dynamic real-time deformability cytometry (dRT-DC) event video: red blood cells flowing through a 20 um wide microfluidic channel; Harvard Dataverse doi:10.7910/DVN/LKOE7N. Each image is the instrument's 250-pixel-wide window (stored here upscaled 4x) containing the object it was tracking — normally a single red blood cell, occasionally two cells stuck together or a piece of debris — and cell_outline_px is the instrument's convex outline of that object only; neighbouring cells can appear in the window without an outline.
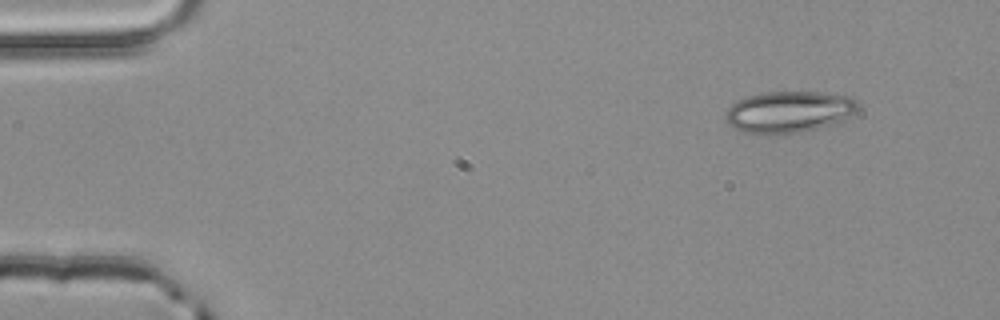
{"species": "common noctule bat (a hibernating species)", "species_latin": "Nyctalus noctula", "temperature_condition": "room temperature", "stored_images_in_passage": 3, "segment_of_instrument_passage": [1, 2], "camera_frame_rate_fps": 3000, "um_per_image_px": 0.085, "animal": {"sex": "male", "body_mass_g": 20.4}, "frame": {"image": 1, "passage_image": 1, "time_ms": 0.0, "image_size_px": [1000, 320], "cell_outline_px": [[860, 108], [856, 112], [840, 124], [804, 132], [744, 132], [732, 128], [724, 120], [724, 112], [736, 100], [748, 96], [764, 92], [824, 92], [852, 96], [860, 104]], "centroid_in_image_um": [67.13, 9.49], "position_along_channel_um": 17.9, "area_um2": 32.54}}